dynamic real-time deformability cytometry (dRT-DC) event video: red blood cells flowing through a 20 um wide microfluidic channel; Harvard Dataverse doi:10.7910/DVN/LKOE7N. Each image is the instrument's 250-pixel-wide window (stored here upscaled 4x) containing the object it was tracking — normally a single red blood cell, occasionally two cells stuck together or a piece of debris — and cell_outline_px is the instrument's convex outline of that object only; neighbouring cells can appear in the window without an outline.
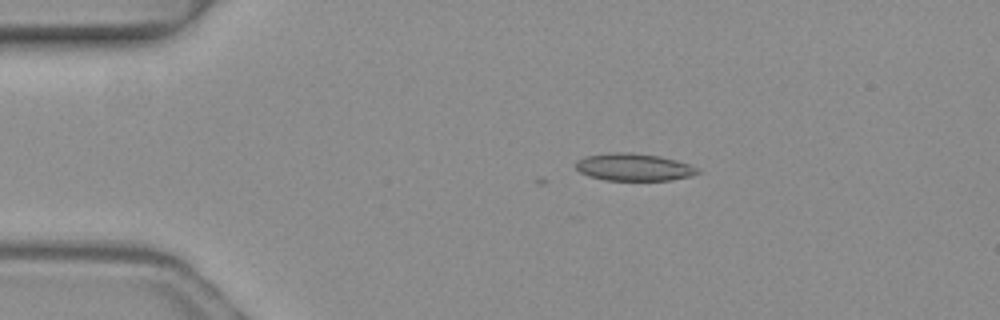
{"species": "common noctule bat (a hibernating species)", "species_latin": "Nyctalus noctula", "temperature_condition": "warm", "stored_images_in_passage": 3, "camera_frame_rate_fps": 3000, "um_per_image_px": 0.085, "animal": {"sex": "female", "body_mass_g": 19.3, "forearm_length_mm": 54.1}, "frame": {"image": 1, "passage_image": 2, "time_ms": 0.333, "image_size_px": [1000, 320], "cell_outline_px": [[700, 172], [692, 176], [672, 180], [604, 180], [588, 176], [580, 172], [576, 168], [576, 160], [588, 156], [612, 152], [628, 152], [660, 156], [688, 164], [696, 168]], "centroid_in_image_um": [53.85, 14.21], "position_along_channel_um": 31.1, "area_um2": 19.31}}